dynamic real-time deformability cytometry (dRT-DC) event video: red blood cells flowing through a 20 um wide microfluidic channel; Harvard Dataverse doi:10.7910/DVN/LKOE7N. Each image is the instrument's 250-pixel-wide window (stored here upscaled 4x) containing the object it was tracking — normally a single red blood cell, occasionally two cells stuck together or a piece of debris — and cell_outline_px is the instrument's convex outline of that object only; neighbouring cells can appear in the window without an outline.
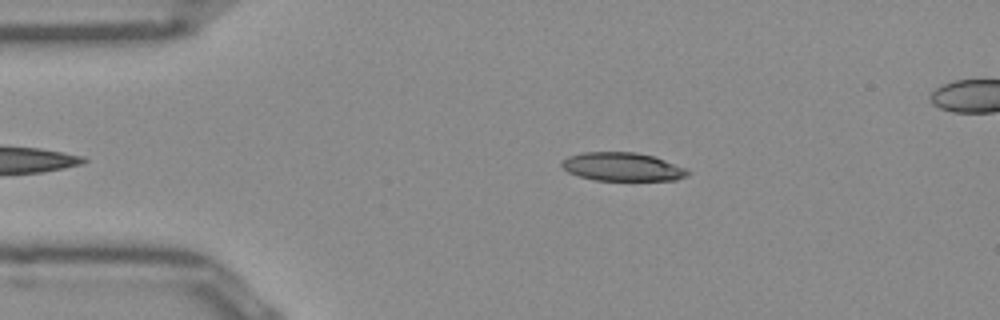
{"species": "Egyptian fruit bat (a non-hibernating species)", "species_latin": "Rousettus aegyptiacus", "temperature_condition": "room temperature", "stored_images_in_passage": 39, "camera_frame_rate_fps": 3000, "um_per_image_px": 0.085, "frame": {"image": 1, "passage_image": 4, "time_ms": 1.0, "image_size_px": [1000, 320], "cell_outline_px": [[692, 172], [688, 176], [676, 180], [592, 180], [568, 172], [560, 164], [568, 156], [584, 152], [636, 152], [652, 156], [664, 160], [684, 168]], "centroid_in_image_um": [52.91, 14.18], "position_along_channel_um": 32.1, "area_um2": 20.75}}
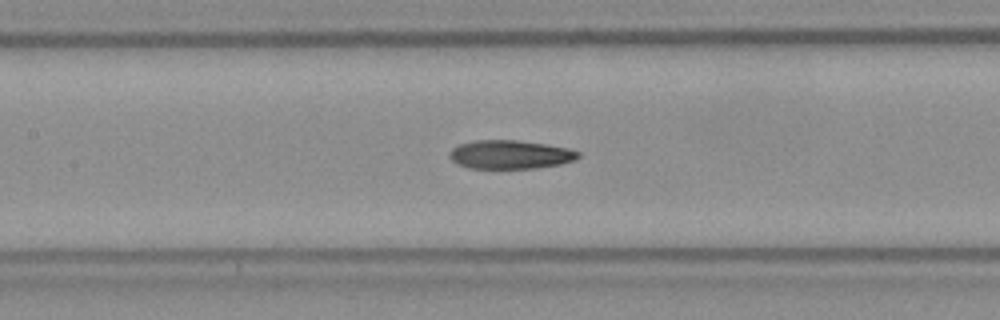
{"frame": {"image": 2, "passage_image": 17, "time_ms": 5.333, "image_size_px": [1000, 320], "cell_outline_px": [[580, 156], [576, 160], [560, 164], [536, 168], [468, 168], [456, 164], [452, 160], [452, 148], [460, 144], [476, 140], [516, 140], [544, 144], [568, 148], [580, 152]], "centroid_in_image_um": [43.4, 13.14], "position_along_channel_um": 164.0, "area_um2": 21.33}}
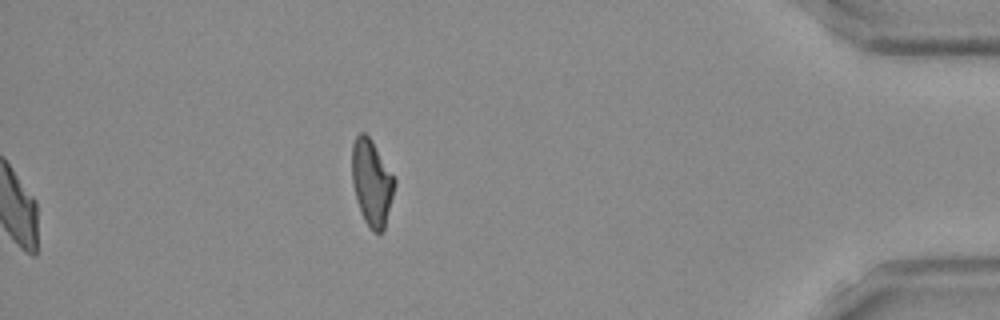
{"frame": {"image": 3, "passage_image": 39, "time_ms": 12.667, "image_size_px": [1000, 320], "cell_outline_px": [[396, 184], [384, 232], [372, 232], [364, 220], [360, 212], [356, 200], [352, 184], [352, 144], [356, 136], [360, 132], [364, 132], [372, 140], [396, 180]], "centroid_in_image_um": [31.6, 15.55], "position_along_channel_um": 403.6, "area_um2": 21.62}, "authors_computed_cell_mechanics": {"area_um2": 21.964, "velocity_mm_per_s": 3.9609, "shape_relaxation_time_tau1_ms": 7.7469, "shape_relaxation_time_tau2_ms": 2.906, "deformation_change_tau1": 0.2332, "deformation_change_tau2": 0.1093}}